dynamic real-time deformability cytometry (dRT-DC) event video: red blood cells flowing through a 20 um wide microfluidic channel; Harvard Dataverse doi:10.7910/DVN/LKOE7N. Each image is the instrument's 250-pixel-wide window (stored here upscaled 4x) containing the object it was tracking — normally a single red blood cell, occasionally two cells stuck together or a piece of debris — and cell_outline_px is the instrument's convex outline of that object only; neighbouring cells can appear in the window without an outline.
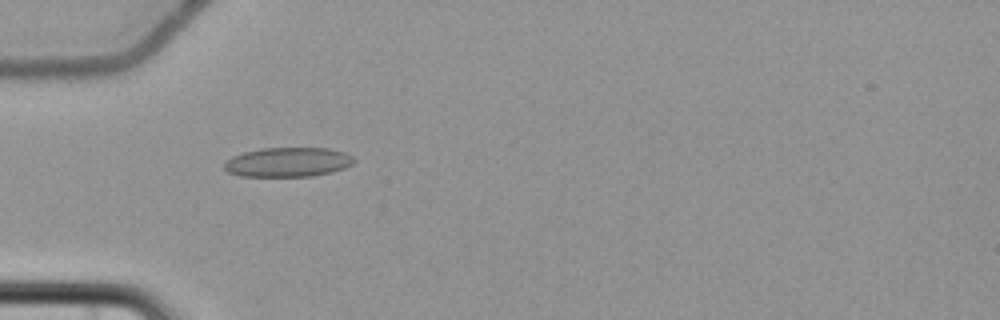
{"species": "common noctule bat (a hibernating species)", "species_latin": "Nyctalus noctula", "temperature_condition": "cold", "stored_images_in_passage": 4, "camera_frame_rate_fps": 3000, "um_per_image_px": 0.085, "animal": {"sex": "female", "body_mass_g": 22.7, "forearm_length_mm": 54.2}, "frame": {"image": 1, "passage_image": 2, "time_ms": 1.0, "image_size_px": [1000, 320], "cell_outline_px": [[356, 160], [352, 164], [344, 168], [332, 172], [312, 176], [240, 176], [228, 172], [224, 168], [224, 164], [232, 156], [244, 152], [260, 148], [328, 148], [344, 152], [352, 156]], "centroid_in_image_um": [24.48, 13.78], "position_along_channel_um": 60.5, "area_um2": 22.25}}
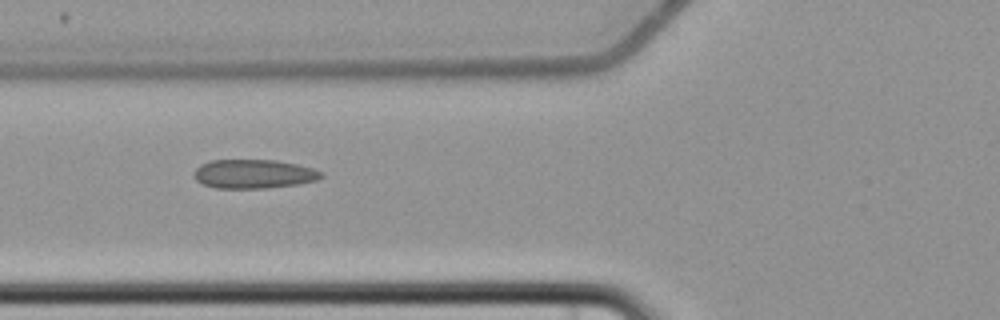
{"frame": {"image": 2, "passage_image": 3, "time_ms": 2.333, "image_size_px": [1000, 320], "cell_outline_px": [[324, 176], [316, 180], [296, 184], [264, 188], [216, 188], [204, 184], [196, 180], [192, 176], [192, 172], [200, 164], [212, 160], [276, 160], [296, 164], [312, 168], [324, 172]], "centroid_in_image_um": [21.54, 14.78], "position_along_channel_um": 104.3, "area_um2": 21.5}}
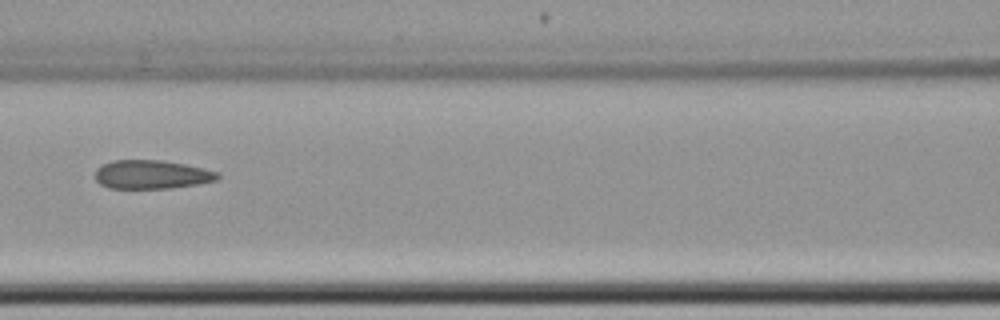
{"frame": {"image": 3, "passage_image": 4, "time_ms": 3.667, "image_size_px": [1000, 320], "cell_outline_px": [[220, 176], [216, 180], [200, 184], [168, 188], [108, 188], [100, 184], [96, 180], [96, 168], [112, 160], [160, 160], [184, 164], [204, 168], [220, 172]], "centroid_in_image_um": [12.91, 14.83], "position_along_channel_um": 153.7, "area_um2": 20.52}}